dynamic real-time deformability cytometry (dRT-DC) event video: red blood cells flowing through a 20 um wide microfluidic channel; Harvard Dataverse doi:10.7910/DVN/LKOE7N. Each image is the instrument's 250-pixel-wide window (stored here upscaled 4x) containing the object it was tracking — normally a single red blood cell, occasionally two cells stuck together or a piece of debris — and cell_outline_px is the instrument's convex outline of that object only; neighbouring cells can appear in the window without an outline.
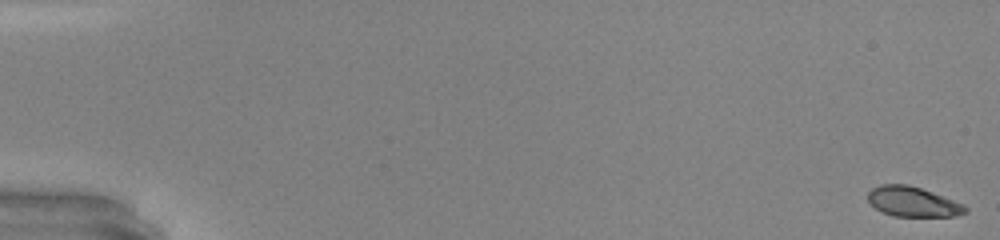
{"species": "common noctule bat (a hibernating species)", "species_latin": "Nyctalus noctula", "temperature_condition": "warm", "stored_images_in_passage": 49, "camera_frame_rate_fps": 3000, "um_per_image_px": 0.085, "animal": {"sex": "male", "body_mass_g": 20.0, "forearm_length_mm": 53.3}, "frame": {"image": 1, "passage_image": 1, "time_ms": 0.0, "image_size_px": [1000, 240], "cell_outline_px": [[968, 212], [956, 216], [892, 216], [876, 208], [868, 200], [868, 192], [872, 188], [880, 184], [908, 184], [932, 192], [964, 204], [968, 208]], "centroid_in_image_um": [77.61, 17.14], "position_along_channel_um": 7.4, "area_um2": 16.94}}
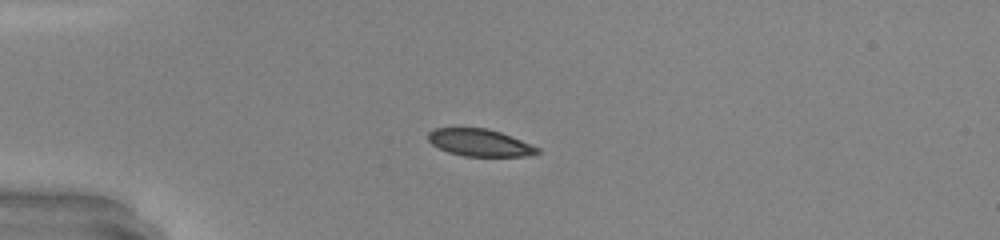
{"frame": {"image": 2, "passage_image": 14, "time_ms": 4.333, "image_size_px": [1000, 240], "cell_outline_px": [[540, 152], [532, 156], [464, 156], [448, 152], [432, 144], [428, 140], [428, 132], [436, 128], [488, 128], [500, 132], [532, 144], [540, 148]], "centroid_in_image_um": [40.81, 12.13], "position_along_channel_um": 44.2, "area_um2": 17.34}}
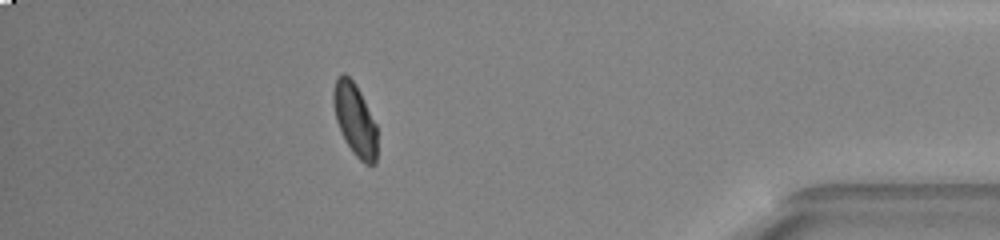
{"frame": {"image": 3, "passage_image": 44, "time_ms": 14.333, "image_size_px": [1000, 240], "cell_outline_px": [[376, 164], [364, 164], [352, 152], [340, 132], [336, 120], [332, 100], [332, 92], [336, 76], [340, 72], [344, 72], [356, 84], [376, 124]], "centroid_in_image_um": [30.13, 10.13], "position_along_channel_um": 405.1, "area_um2": 18.61}, "authors_computed_cell_mechanics": {"area_um2": 18.496, "velocity_mm_per_s": 4.3146, "shape_relaxation_time_tau1_ms": 3.0926, "shape_relaxation_time_tau2_ms": 0.9269, "deformation_change_tau1": 0.1338, "deformation_change_tau2": 0.0403}}